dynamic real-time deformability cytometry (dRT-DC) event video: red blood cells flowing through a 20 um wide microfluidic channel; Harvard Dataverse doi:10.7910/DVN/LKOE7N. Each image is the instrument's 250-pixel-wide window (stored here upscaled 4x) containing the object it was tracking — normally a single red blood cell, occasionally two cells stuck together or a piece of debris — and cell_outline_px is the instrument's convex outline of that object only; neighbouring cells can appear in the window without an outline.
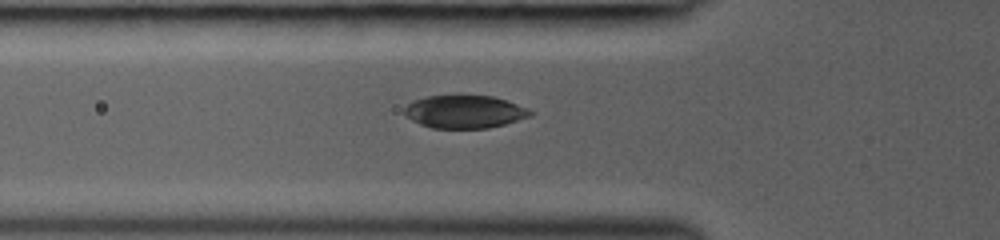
{"species": "common noctule bat (a hibernating species)", "species_latin": "Nyctalus noctula", "temperature_condition": "room temperature", "stored_images_in_passage": 33, "camera_frame_rate_fps": 3000, "um_per_image_px": 0.085, "animal": {"sex": "female", "body_mass_g": 19.0, "forearm_length_mm": 53.3}, "frame": {"image": 1, "passage_image": 7, "time_ms": 2.0, "image_size_px": [1000, 240], "cell_outline_px": [[532, 116], [504, 124], [488, 128], [432, 128], [420, 124], [412, 120], [404, 112], [404, 108], [412, 100], [428, 96], [460, 92], [492, 96], [508, 100], [528, 108], [532, 112]], "centroid_in_image_um": [39.49, 9.44], "position_along_channel_um": 86.3, "area_um2": 24.97}}
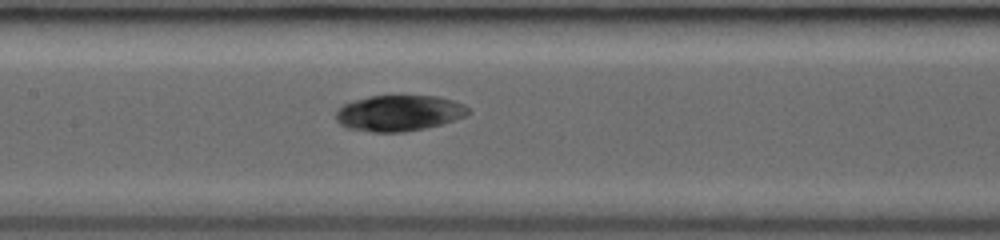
{"frame": {"image": 2, "passage_image": 13, "time_ms": 4.0, "image_size_px": [1000, 240], "cell_outline_px": [[472, 112], [464, 116], [440, 124], [424, 128], [404, 132], [372, 132], [348, 128], [340, 124], [336, 120], [336, 112], [344, 104], [352, 100], [368, 96], [436, 96], [452, 100], [464, 104]], "centroid_in_image_um": [33.89, 9.61], "position_along_channel_um": 173.5, "area_um2": 27.57}}
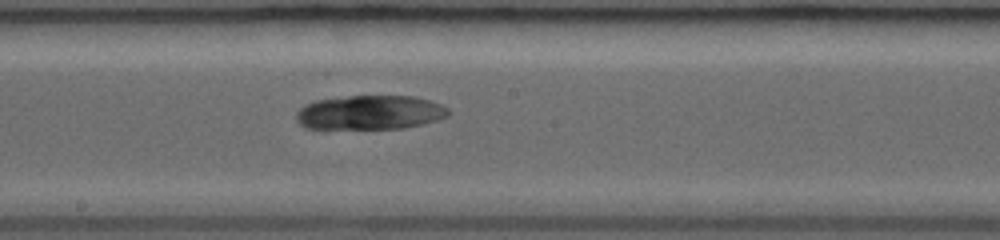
{"frame": {"image": 3, "passage_image": 16, "time_ms": 5.0, "image_size_px": [1000, 240], "cell_outline_px": [[452, 112], [448, 116], [424, 124], [404, 128], [324, 132], [308, 128], [300, 124], [296, 120], [296, 112], [304, 104], [316, 100], [348, 96], [416, 96], [440, 104], [448, 108]], "centroid_in_image_um": [31.38, 9.62], "position_along_channel_um": 216.8, "area_um2": 31.73}}